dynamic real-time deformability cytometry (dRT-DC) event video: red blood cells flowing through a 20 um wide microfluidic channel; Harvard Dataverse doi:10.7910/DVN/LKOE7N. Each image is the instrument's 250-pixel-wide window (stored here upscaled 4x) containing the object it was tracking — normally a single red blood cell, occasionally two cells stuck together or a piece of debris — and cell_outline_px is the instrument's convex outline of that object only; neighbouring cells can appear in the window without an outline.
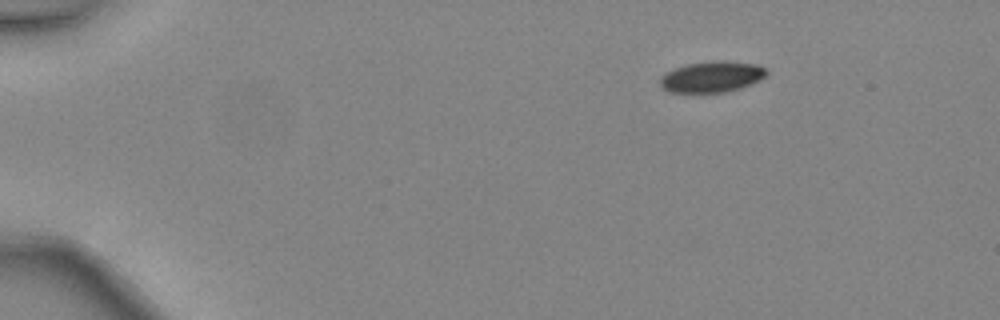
{"species": "common noctule bat (a hibernating species)", "species_latin": "Nyctalus noctula", "temperature_condition": "warm", "stored_images_in_passage": 5, "segment_of_instrument_passage": [2, 2], "camera_frame_rate_fps": 3000, "um_per_image_px": 0.085, "animal": {"sex": "female", "body_mass_g": 24.6, "forearm_length_mm": 56.2}, "frame": {"image": 1, "passage_image": 5, "time_ms": 1.333, "image_size_px": [1000, 320], "cell_outline_px": [[768, 72], [760, 80], [752, 84], [740, 88], [724, 92], [668, 92], [660, 84], [660, 76], [664, 72], [688, 64], [756, 64], [768, 68]], "centroid_in_image_um": [60.48, 6.59], "position_along_channel_um": 24.5, "area_um2": 18.21}}